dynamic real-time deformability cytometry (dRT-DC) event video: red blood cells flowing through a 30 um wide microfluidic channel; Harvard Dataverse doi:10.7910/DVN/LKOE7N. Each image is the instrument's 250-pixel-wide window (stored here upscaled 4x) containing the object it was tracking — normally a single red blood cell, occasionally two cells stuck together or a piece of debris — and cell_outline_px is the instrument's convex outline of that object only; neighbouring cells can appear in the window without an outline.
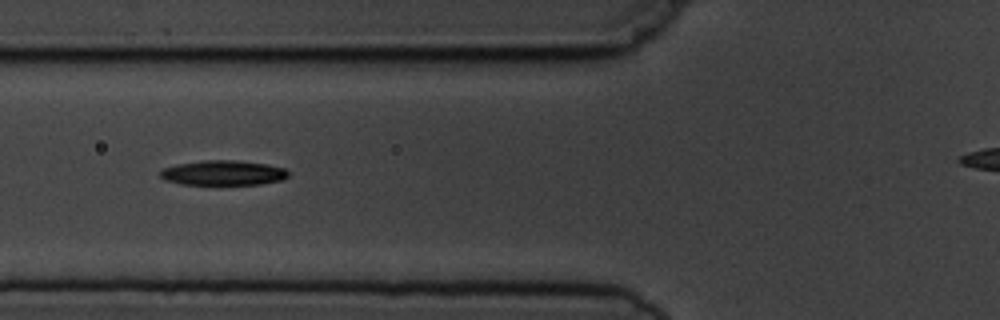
{"species": "common noctule bat (a hibernating species)", "species_latin": "Nyctalus noctula", "temperature_condition": "cold", "stored_images_in_passage": 7, "camera_frame_rate_fps": 3000, "um_per_image_px": 0.085, "animal": {"sex": "male", "body_mass_g": 19.5, "forearm_length_mm": 54.6}, "frame": {"image": 1, "passage_image": 6, "time_ms": 5.667, "image_size_px": [1000, 320], "cell_outline_px": [[288, 176], [280, 180], [260, 184], [180, 184], [164, 180], [160, 176], [160, 172], [164, 168], [176, 164], [204, 160], [232, 160], [268, 164], [284, 168], [288, 172]], "centroid_in_image_um": [18.94, 14.69], "position_along_channel_um": 106.9, "area_um2": 18.44}}
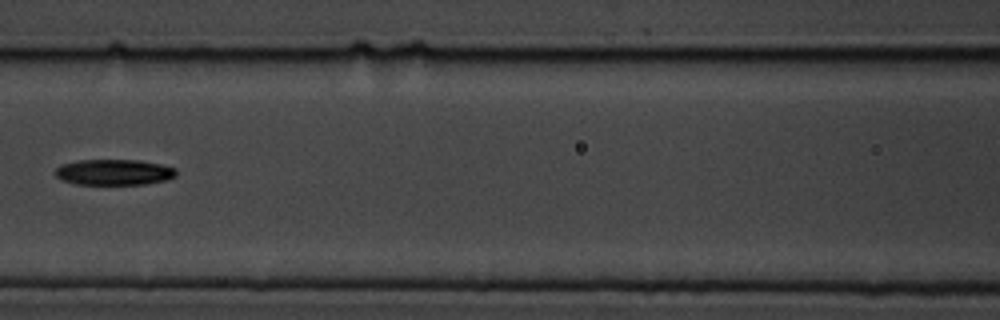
{"frame": {"image": 2, "passage_image": 7, "time_ms": 7.0, "image_size_px": [1000, 320], "cell_outline_px": [[176, 176], [168, 180], [144, 184], [76, 184], [60, 180], [52, 172], [60, 164], [80, 160], [140, 160], [160, 164], [176, 168]], "centroid_in_image_um": [9.66, 14.63], "position_along_channel_um": 156.9, "area_um2": 18.38}}